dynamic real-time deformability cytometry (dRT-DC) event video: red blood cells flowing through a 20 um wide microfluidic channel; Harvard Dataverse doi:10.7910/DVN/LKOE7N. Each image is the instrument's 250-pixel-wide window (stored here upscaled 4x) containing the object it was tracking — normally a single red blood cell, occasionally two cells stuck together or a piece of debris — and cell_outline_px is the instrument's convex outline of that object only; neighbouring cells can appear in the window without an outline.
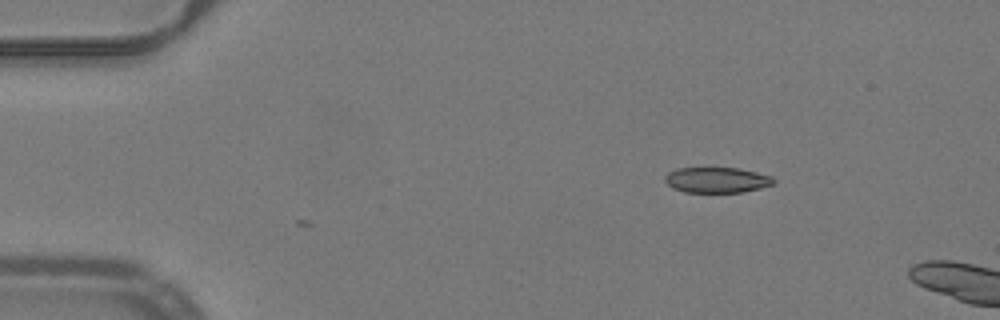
{"species": "common noctule bat (a hibernating species)", "species_latin": "Nyctalus noctula", "temperature_condition": "warm", "stored_images_in_passage": 3, "camera_frame_rate_fps": 3000, "um_per_image_px": 0.085, "animal": {"sex": "male", "body_mass_g": 19.2, "forearm_length_mm": 51.8}, "frame": {"image": 1, "passage_image": 3, "time_ms": 0.667, "image_size_px": [1000, 320], "cell_outline_px": [[776, 180], [772, 184], [760, 188], [740, 192], [684, 192], [672, 188], [664, 180], [664, 176], [668, 172], [676, 168], [740, 168], [772, 176]], "centroid_in_image_um": [60.9, 15.29], "position_along_channel_um": 24.1, "area_um2": 16.18}}